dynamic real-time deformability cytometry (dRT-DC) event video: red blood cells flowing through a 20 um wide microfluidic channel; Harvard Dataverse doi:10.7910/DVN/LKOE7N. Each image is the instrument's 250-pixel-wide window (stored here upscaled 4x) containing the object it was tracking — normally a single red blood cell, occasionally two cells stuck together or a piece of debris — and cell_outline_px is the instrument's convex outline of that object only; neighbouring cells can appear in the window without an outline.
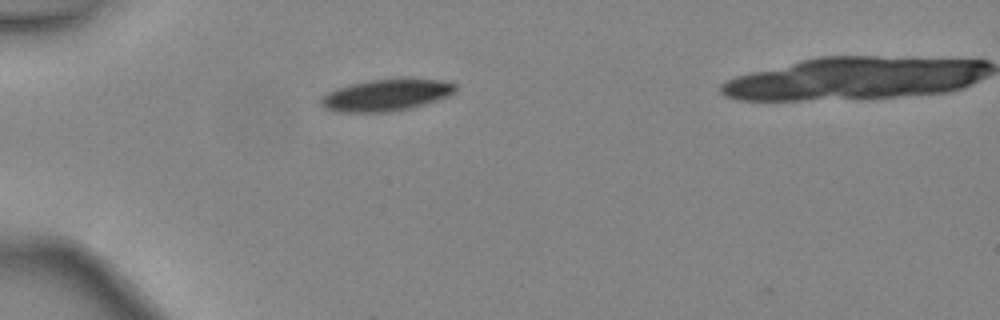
{"species": "common noctule bat (a hibernating species)", "species_latin": "Nyctalus noctula", "temperature_condition": "warm", "stored_images_in_passage": 3, "camera_frame_rate_fps": 3000, "um_per_image_px": 0.085, "animal": {"sex": "female", "body_mass_g": 24.6, "forearm_length_mm": 56.2}, "frame": {"image": 1, "passage_image": 1, "time_ms": 0.0, "image_size_px": [1000, 320], "cell_outline_px": [[456, 92], [448, 96], [412, 108], [388, 112], [336, 112], [324, 108], [320, 104], [320, 100], [328, 92], [336, 88], [368, 80], [440, 80], [456, 84]], "centroid_in_image_um": [32.79, 8.11], "position_along_channel_um": 52.2, "area_um2": 24.45}}